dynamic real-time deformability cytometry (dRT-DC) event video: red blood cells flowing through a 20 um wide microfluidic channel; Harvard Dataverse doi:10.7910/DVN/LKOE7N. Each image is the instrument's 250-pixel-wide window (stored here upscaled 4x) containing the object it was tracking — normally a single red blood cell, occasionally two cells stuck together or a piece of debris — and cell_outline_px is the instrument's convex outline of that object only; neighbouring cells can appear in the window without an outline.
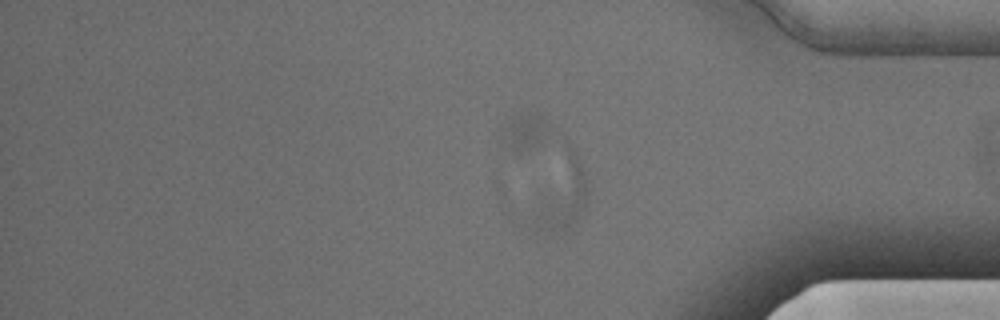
{"species": "Egyptian fruit bat (a non-hibernating species)", "species_latin": "Rousettus aegyptiacus", "temperature_condition": "cold", "stored_images_in_passage": 46, "camera_frame_rate_fps": 3000, "um_per_image_px": 0.085, "animal": {"sex": "male"}, "frame": {"image": 1, "passage_image": 46, "time_ms": 15.0, "image_size_px": [1000, 320], "cell_outline_px": [[588, 196], [576, 220], [568, 224], [548, 228], [536, 228], [532, 224], [568, 144], [576, 152], [580, 160], [588, 188]], "centroid_in_image_um": [47.92, 16.46], "position_along_channel_um": 387.3, "area_um2": 18.84}}